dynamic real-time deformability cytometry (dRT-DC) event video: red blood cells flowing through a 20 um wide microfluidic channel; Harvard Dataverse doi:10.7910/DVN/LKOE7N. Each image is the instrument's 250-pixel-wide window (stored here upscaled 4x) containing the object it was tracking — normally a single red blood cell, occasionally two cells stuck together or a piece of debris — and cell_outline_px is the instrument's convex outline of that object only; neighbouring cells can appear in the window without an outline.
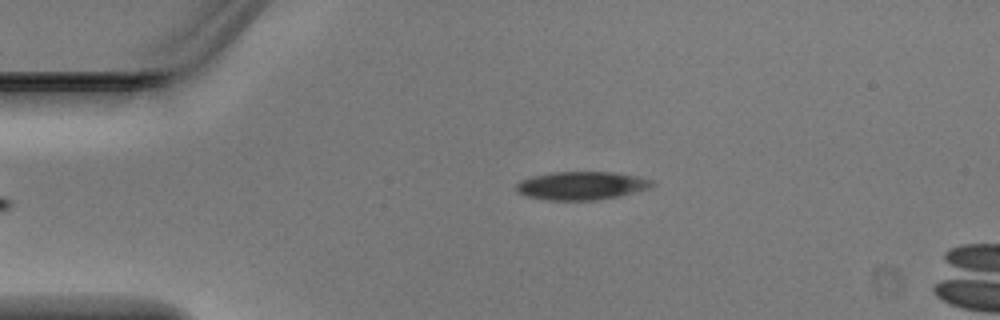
{"species": "Egyptian fruit bat (a non-hibernating species)", "species_latin": "Rousettus aegyptiacus", "temperature_condition": "warm", "stored_images_in_passage": 5, "camera_frame_rate_fps": 3000, "um_per_image_px": 0.085, "animal": {"sex": "male"}, "frame": {"image": 1, "passage_image": 5, "time_ms": 1.333, "image_size_px": [1000, 320], "cell_outline_px": [[656, 184], [648, 188], [620, 196], [596, 200], [548, 200], [528, 196], [516, 192], [516, 184], [520, 180], [532, 176], [552, 172], [612, 172], [640, 176], [652, 180]], "centroid_in_image_um": [49.43, 15.77], "position_along_channel_um": 35.6, "area_um2": 22.43}}